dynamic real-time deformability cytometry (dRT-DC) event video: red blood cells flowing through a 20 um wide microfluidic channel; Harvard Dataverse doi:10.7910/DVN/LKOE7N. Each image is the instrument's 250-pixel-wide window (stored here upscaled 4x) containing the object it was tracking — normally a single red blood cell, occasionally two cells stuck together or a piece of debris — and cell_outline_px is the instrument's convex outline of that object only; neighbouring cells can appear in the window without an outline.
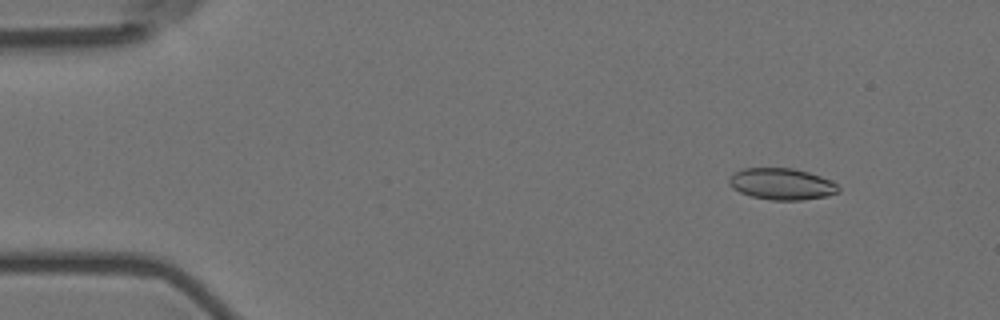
{"species": "Egyptian fruit bat (a non-hibernating species)", "species_latin": "Rousettus aegyptiacus", "temperature_condition": "room temperature", "stored_images_in_passage": 56, "camera_frame_rate_fps": 3000, "um_per_image_px": 0.085, "animal": {"sex": "female"}, "frame": {"image": 1, "passage_image": 6, "time_ms": 1.667, "image_size_px": [1000, 320], "cell_outline_px": [[840, 192], [824, 196], [804, 200], [772, 200], [752, 196], [740, 192], [732, 188], [728, 184], [728, 180], [736, 172], [744, 168], [792, 168], [808, 172], [832, 180], [840, 188]], "centroid_in_image_um": [66.46, 15.64], "position_along_channel_um": 18.5, "area_um2": 20.0}}
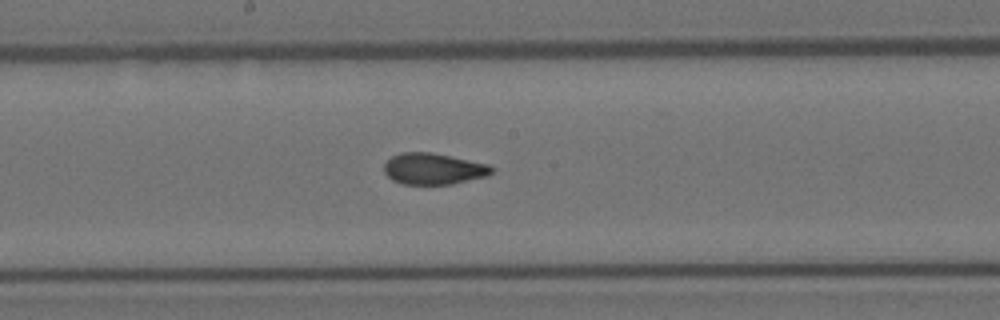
{"frame": {"image": 2, "passage_image": 30, "time_ms": 9.667, "image_size_px": [1000, 320], "cell_outline_px": [[496, 168], [488, 176], [452, 184], [404, 184], [392, 180], [384, 172], [384, 164], [392, 156], [400, 152], [432, 152], [488, 164]], "centroid_in_image_um": [36.86, 14.34], "position_along_channel_um": 211.3, "area_um2": 19.71}}
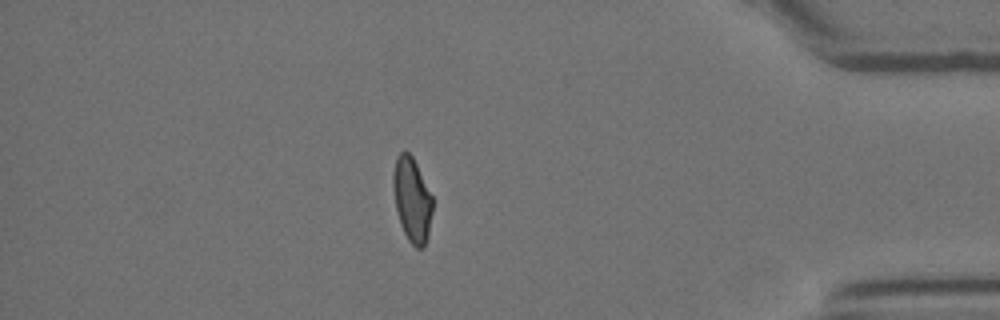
{"frame": {"image": 3, "passage_image": 49, "time_ms": 16.0, "image_size_px": [1000, 320], "cell_outline_px": [[432, 212], [428, 236], [424, 248], [416, 248], [408, 240], [400, 224], [396, 208], [392, 184], [392, 176], [396, 156], [404, 148], [412, 156], [432, 196]], "centroid_in_image_um": [35.01, 16.96], "position_along_channel_um": 400.2, "area_um2": 19.42}, "authors_computed_cell_mechanics": {"area_um2": 19.9988, "velocity_mm_per_s": 3.5776, "shape_relaxation_time_tau1_ms": 10.2366, "shape_relaxation_time_tau2_ms": 1.3174, "deformation_change_tau1": 0.2037, "deformation_change_tau2": 0.0669}}